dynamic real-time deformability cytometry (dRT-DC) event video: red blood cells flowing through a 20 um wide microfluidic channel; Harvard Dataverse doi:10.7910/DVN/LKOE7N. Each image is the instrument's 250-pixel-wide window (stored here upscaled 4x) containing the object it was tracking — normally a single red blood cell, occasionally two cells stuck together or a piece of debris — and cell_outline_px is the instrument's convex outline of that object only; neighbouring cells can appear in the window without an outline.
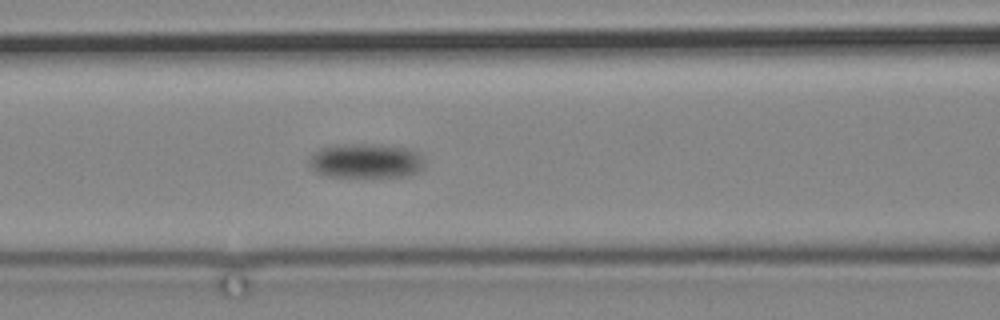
{"species": "common noctule bat (a hibernating species)", "species_latin": "Nyctalus noctula", "temperature_condition": "cold", "stored_images_in_passage": 14, "camera_frame_rate_fps": 3000, "um_per_image_px": 0.085, "animal": {"sex": "male", "body_mass_g": 19.2, "forearm_length_mm": 51.8}, "frame": {"image": 1, "passage_image": 14, "time_ms": 16.333, "image_size_px": [1000, 320], "cell_outline_px": [[424, 168], [408, 176], [328, 176], [316, 172], [308, 168], [308, 156], [320, 148], [336, 144], [380, 144], [404, 148], [416, 152], [424, 160]], "centroid_in_image_um": [31.03, 13.66], "position_along_channel_um": 135.6, "area_um2": 23.35}}